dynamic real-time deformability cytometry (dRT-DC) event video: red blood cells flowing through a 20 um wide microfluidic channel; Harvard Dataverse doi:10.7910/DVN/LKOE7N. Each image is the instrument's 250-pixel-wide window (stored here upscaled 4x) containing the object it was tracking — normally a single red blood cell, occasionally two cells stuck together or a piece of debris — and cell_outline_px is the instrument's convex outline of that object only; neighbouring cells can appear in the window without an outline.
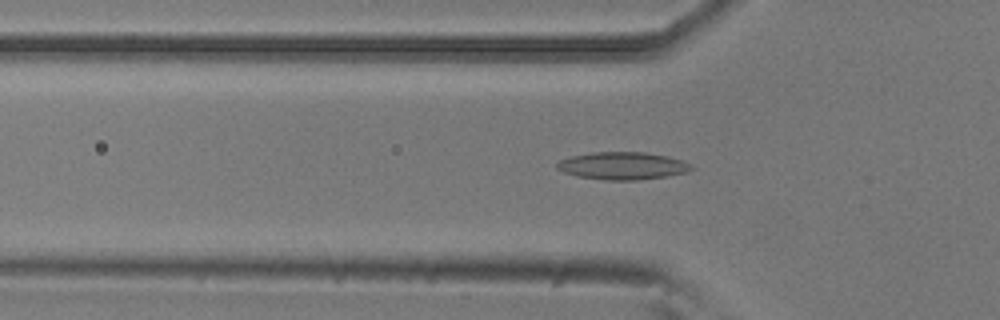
{"species": "common noctule bat (a hibernating species)", "species_latin": "Nyctalus noctula", "temperature_condition": "room temperature", "stored_images_in_passage": 27, "camera_frame_rate_fps": 3000, "um_per_image_px": 0.085, "animal": {"sex": "male", "body_mass_g": 20.5, "forearm_length_mm": 52.5}, "frame": {"image": 1, "passage_image": 7, "time_ms": 2.0, "image_size_px": [1000, 320], "cell_outline_px": [[696, 168], [688, 172], [668, 176], [640, 180], [604, 180], [576, 176], [564, 172], [556, 168], [556, 164], [560, 160], [572, 156], [592, 152], [644, 152], [668, 156], [692, 164]], "centroid_in_image_um": [52.95, 14.1], "position_along_channel_um": 72.8, "area_um2": 21.73}}
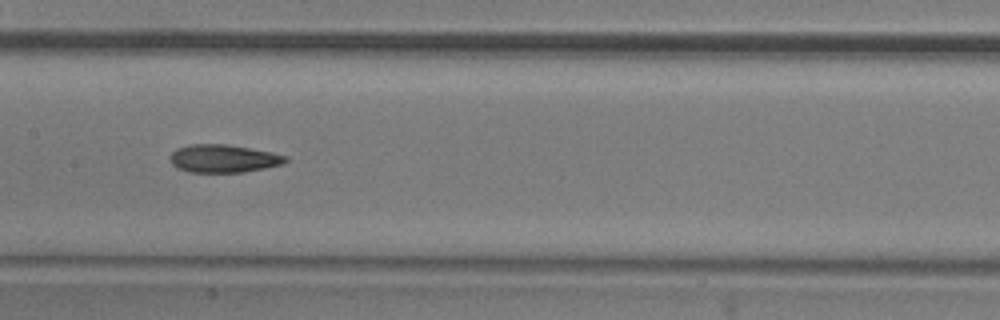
{"frame": {"image": 2, "passage_image": 16, "time_ms": 5.0, "image_size_px": [1000, 320], "cell_outline_px": [[288, 160], [284, 164], [244, 172], [188, 172], [176, 168], [172, 164], [168, 156], [176, 148], [192, 144], [228, 144], [272, 152], [288, 156]], "centroid_in_image_um": [18.98, 13.47], "position_along_channel_um": 188.4, "area_um2": 19.02}}
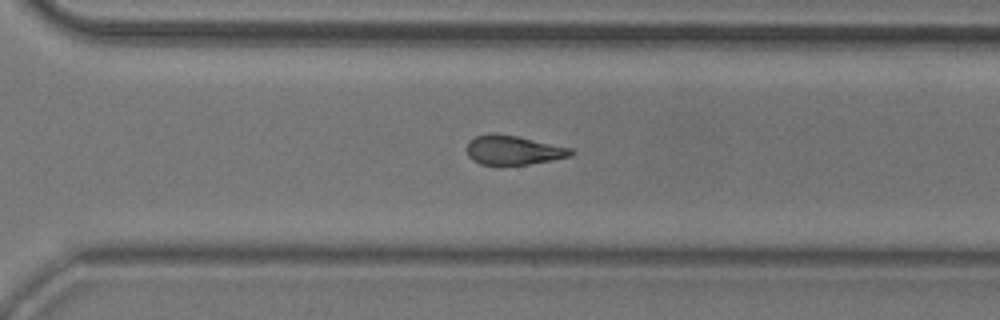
{"frame": {"image": 3, "passage_image": 27, "time_ms": 8.667, "image_size_px": [1000, 320], "cell_outline_px": [[576, 152], [572, 156], [552, 160], [528, 164], [480, 164], [472, 160], [468, 156], [468, 140], [476, 136], [488, 132], [492, 132], [516, 136], [572, 148]], "centroid_in_image_um": [43.64, 12.75], "position_along_channel_um": 327.0, "area_um2": 17.74}}